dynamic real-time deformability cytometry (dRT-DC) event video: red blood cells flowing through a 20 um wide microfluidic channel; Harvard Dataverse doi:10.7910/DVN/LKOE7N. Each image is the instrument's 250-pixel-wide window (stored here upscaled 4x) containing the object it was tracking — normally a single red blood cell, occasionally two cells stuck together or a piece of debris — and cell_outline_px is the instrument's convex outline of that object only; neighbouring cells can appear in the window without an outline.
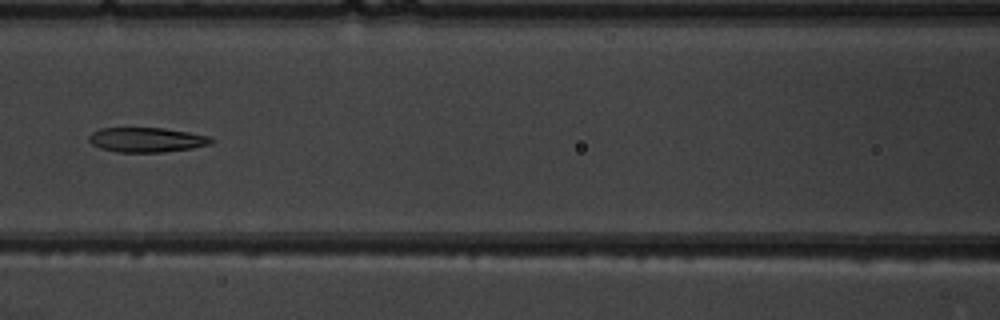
{"species": "common noctule bat (a hibernating species)", "species_latin": "Nyctalus noctula", "temperature_condition": "warm", "stored_images_in_passage": 6, "camera_frame_rate_fps": 3000, "um_per_image_px": 0.085, "animal": {"sex": "male", "body_mass_g": 19.5, "forearm_length_mm": 54.6}, "frame": {"image": 1, "passage_image": 5, "time_ms": 5.667, "image_size_px": [1000, 320], "cell_outline_px": [[216, 140], [212, 144], [192, 148], [160, 152], [116, 152], [100, 148], [92, 144], [88, 140], [88, 136], [92, 132], [100, 128], [164, 128], [212, 136]], "centroid_in_image_um": [12.49, 11.88], "position_along_channel_um": 154.1, "area_um2": 17.74}}
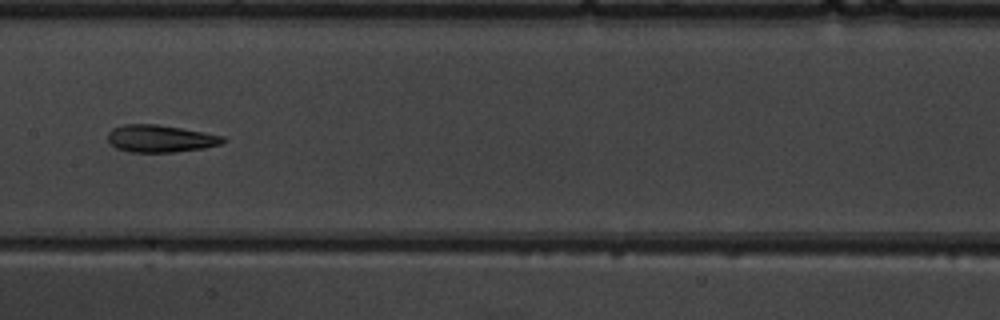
{"frame": {"image": 2, "passage_image": 6, "time_ms": 6.667, "image_size_px": [1000, 320], "cell_outline_px": [[228, 140], [220, 144], [204, 148], [172, 152], [128, 152], [116, 148], [108, 140], [108, 132], [112, 128], [124, 124], [156, 124], [204, 132], [224, 136]], "centroid_in_image_um": [13.63, 11.78], "position_along_channel_um": 193.8, "area_um2": 18.32}}